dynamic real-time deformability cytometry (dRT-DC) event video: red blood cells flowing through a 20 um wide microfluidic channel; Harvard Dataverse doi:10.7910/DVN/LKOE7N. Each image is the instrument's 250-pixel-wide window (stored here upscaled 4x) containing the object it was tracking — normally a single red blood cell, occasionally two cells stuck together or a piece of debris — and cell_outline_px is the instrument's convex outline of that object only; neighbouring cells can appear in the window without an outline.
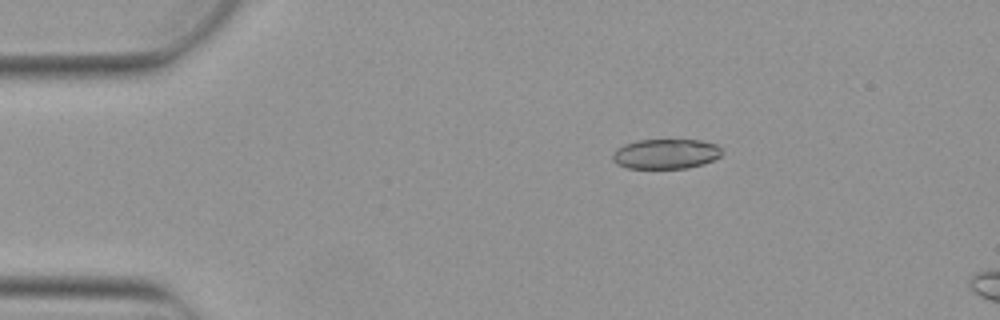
{"species": "Egyptian fruit bat (a non-hibernating species)", "species_latin": "Rousettus aegyptiacus", "temperature_condition": "warm", "stored_images_in_passage": 4, "camera_frame_rate_fps": 3000, "um_per_image_px": 0.085, "animal": {"sex": "female"}, "frame": {"image": 1, "passage_image": 4, "time_ms": 1.0, "image_size_px": [1000, 320], "cell_outline_px": [[724, 152], [720, 156], [704, 164], [688, 168], [628, 168], [616, 164], [612, 160], [612, 152], [616, 148], [624, 144], [636, 140], [700, 140], [716, 144]], "centroid_in_image_um": [56.57, 13.08], "position_along_channel_um": 28.4, "area_um2": 19.25}}